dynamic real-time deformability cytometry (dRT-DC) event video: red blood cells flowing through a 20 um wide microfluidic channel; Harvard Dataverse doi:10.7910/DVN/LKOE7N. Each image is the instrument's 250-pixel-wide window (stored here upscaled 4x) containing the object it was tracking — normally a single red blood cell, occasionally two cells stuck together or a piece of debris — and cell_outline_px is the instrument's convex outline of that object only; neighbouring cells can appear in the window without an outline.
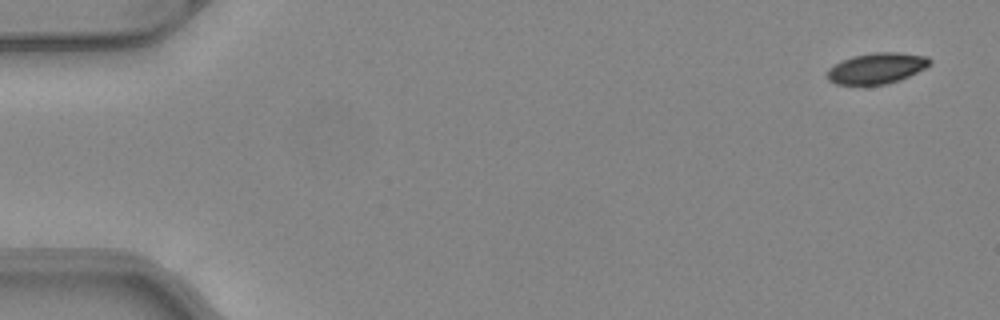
{"species": "common noctule bat (a hibernating species)", "species_latin": "Nyctalus noctula", "temperature_condition": "warm", "stored_images_in_passage": 49, "camera_frame_rate_fps": 3000, "um_per_image_px": 0.085, "animal": {"sex": "female", "body_mass_g": 24.6, "forearm_length_mm": 56.2}, "frame": {"image": 1, "passage_image": 1, "time_ms": 0.0, "image_size_px": [1000, 320], "cell_outline_px": [[932, 64], [900, 80], [888, 84], [836, 84], [828, 80], [828, 68], [852, 56], [876, 52], [900, 52], [928, 56], [932, 60]], "centroid_in_image_um": [74.56, 5.79], "position_along_channel_um": 10.4, "area_um2": 18.32}}
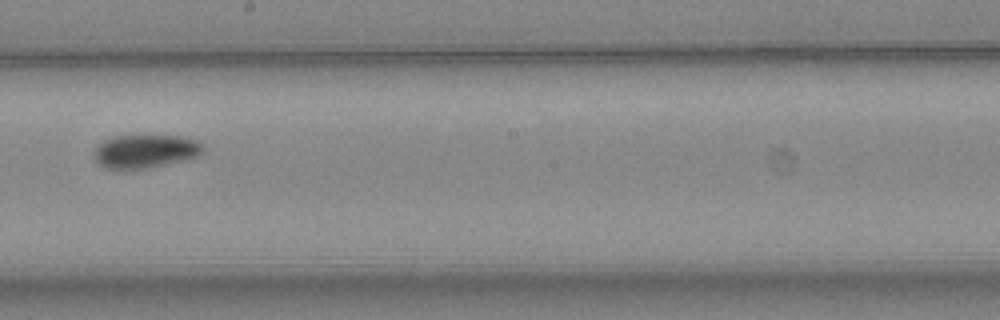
{"frame": {"image": 2, "passage_image": 28, "time_ms": 9.0, "image_size_px": [1000, 320], "cell_outline_px": [[204, 152], [200, 156], [184, 160], [144, 168], [104, 168], [96, 164], [92, 156], [92, 152], [104, 140], [116, 136], [184, 136], [196, 140], [204, 144]], "centroid_in_image_um": [12.36, 12.85], "position_along_channel_um": 235.8, "area_um2": 21.27}}
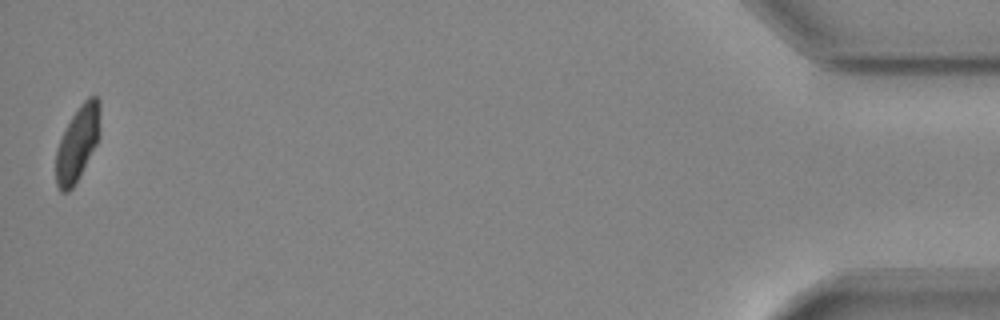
{"frame": {"image": 3, "passage_image": 49, "time_ms": 16.0, "image_size_px": [1000, 320], "cell_outline_px": [[100, 136], [96, 144], [72, 188], [68, 192], [60, 192], [56, 184], [56, 148], [72, 116], [80, 104], [88, 96], [96, 96], [100, 100]], "centroid_in_image_um": [6.6, 12.16], "position_along_channel_um": 428.6, "area_um2": 19.07}, "authors_computed_cell_mechanics": {"area_um2": 20.519, "velocity_mm_per_s": 4.1027, "shape_relaxation_time_tau1_ms": 3.8202, "shape_relaxation_time_tau2_ms": 6.5698, "deformation_change_tau1": 0.1281, "deformation_change_tau2": 0.0808}}